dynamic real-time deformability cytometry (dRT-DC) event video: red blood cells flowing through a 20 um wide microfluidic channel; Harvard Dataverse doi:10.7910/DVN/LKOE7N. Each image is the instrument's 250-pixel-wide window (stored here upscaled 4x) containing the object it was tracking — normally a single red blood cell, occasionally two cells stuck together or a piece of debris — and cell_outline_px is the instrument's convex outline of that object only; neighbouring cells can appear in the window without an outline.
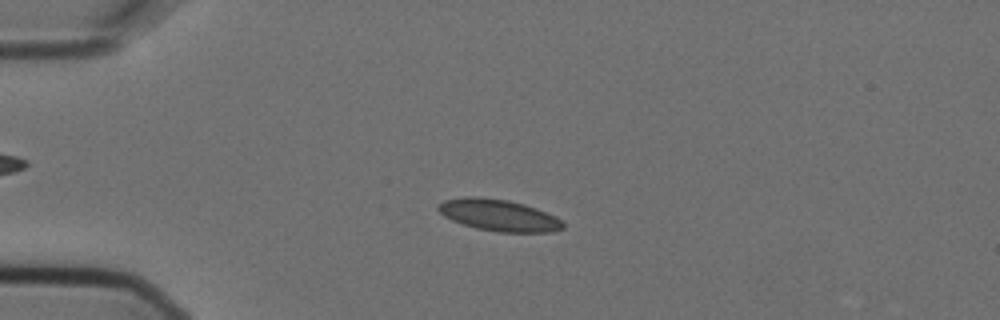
{"species": "Egyptian fruit bat (a non-hibernating species)", "species_latin": "Rousettus aegyptiacus", "temperature_condition": "cold", "stored_images_in_passage": 7, "camera_frame_rate_fps": 3000, "um_per_image_px": 0.085, "animal": {"sex": "female"}, "frame": {"image": 1, "passage_image": 5, "time_ms": 1.333, "image_size_px": [1000, 320], "cell_outline_px": [[564, 228], [552, 232], [500, 232], [476, 228], [452, 220], [444, 216], [436, 208], [444, 200], [468, 196], [476, 196], [508, 200], [524, 204], [536, 208], [556, 216], [564, 224]], "centroid_in_image_um": [42.41, 18.29], "position_along_channel_um": 42.6, "area_um2": 22.89}}
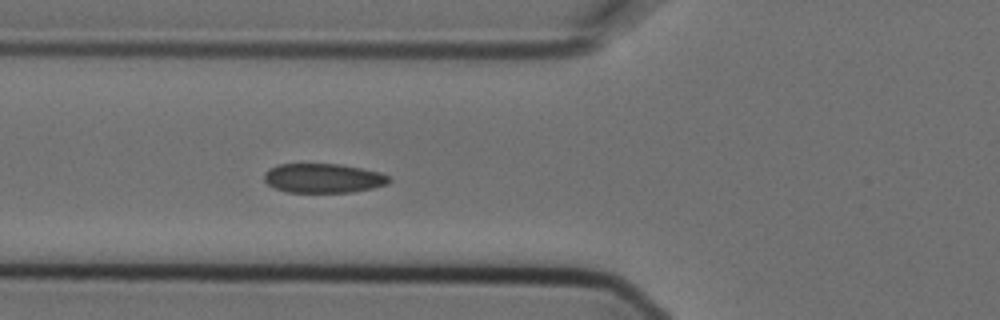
{"frame": {"image": 2, "passage_image": 7, "time_ms": 2.0, "image_size_px": [1000, 320], "cell_outline_px": [[392, 180], [388, 184], [372, 188], [352, 192], [288, 192], [276, 188], [268, 184], [264, 180], [264, 172], [268, 168], [276, 164], [340, 164], [380, 172], [388, 176]], "centroid_in_image_um": [27.46, 15.14], "position_along_channel_um": 98.3, "area_um2": 21.39}}